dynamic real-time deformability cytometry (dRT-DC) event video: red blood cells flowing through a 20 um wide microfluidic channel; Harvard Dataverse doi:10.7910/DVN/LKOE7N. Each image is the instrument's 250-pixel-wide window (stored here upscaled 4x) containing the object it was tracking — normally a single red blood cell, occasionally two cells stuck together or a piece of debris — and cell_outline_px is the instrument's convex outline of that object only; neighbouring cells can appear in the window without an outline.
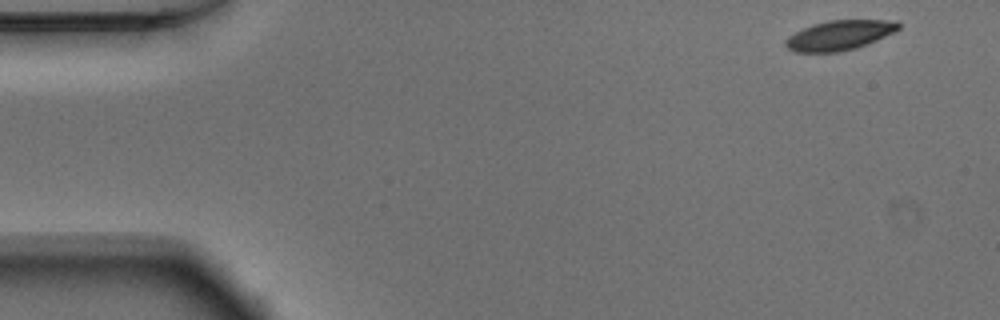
{"species": "Egyptian fruit bat (a non-hibernating species)", "species_latin": "Rousettus aegyptiacus", "temperature_condition": "warm", "stored_images_in_passage": 49, "camera_frame_rate_fps": 3000, "um_per_image_px": 0.085, "animal": {"sex": "male"}, "frame": {"image": 1, "passage_image": 1, "time_ms": 0.0, "image_size_px": [1000, 320], "cell_outline_px": [[900, 28], [896, 32], [868, 44], [856, 48], [840, 52], [796, 52], [788, 48], [784, 44], [784, 40], [788, 36], [812, 24], [828, 20], [896, 20], [900, 24]], "centroid_in_image_um": [71.38, 2.99], "position_along_channel_um": 13.6, "area_um2": 19.77}}
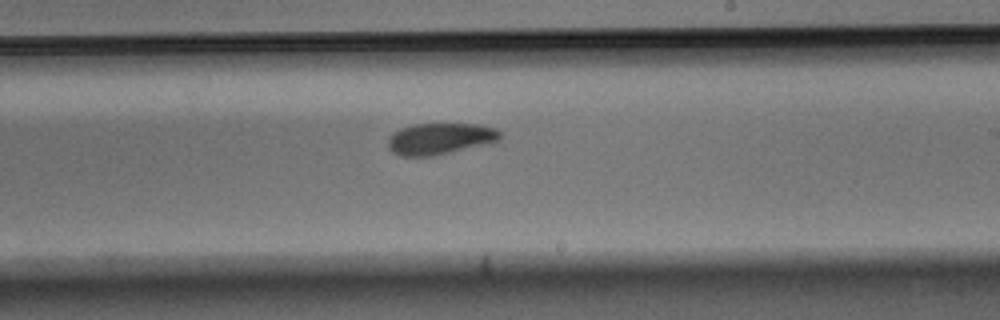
{"frame": {"image": 2, "passage_image": 28, "time_ms": 9.0, "image_size_px": [1000, 320], "cell_outline_px": [[504, 136], [500, 140], [432, 156], [400, 156], [392, 152], [388, 148], [388, 140], [400, 128], [412, 124], [476, 124], [496, 128]], "centroid_in_image_um": [37.4, 11.78], "position_along_channel_um": 251.6, "area_um2": 20.29}}
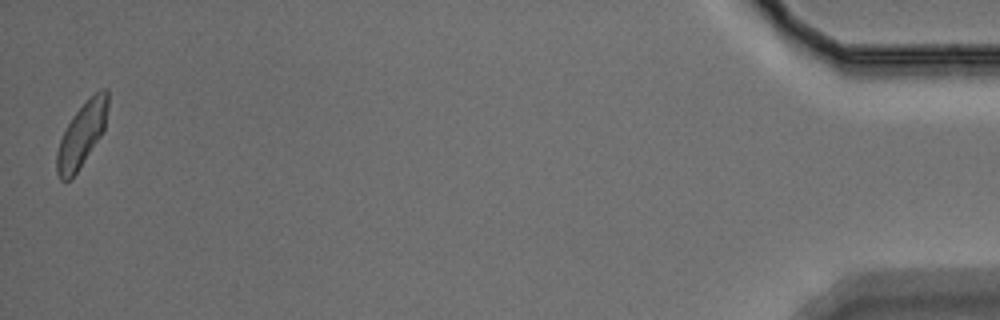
{"frame": {"image": 3, "passage_image": 49, "time_ms": 16.0, "image_size_px": [1000, 320], "cell_outline_px": [[108, 104], [104, 128], [100, 136], [72, 180], [60, 180], [56, 172], [56, 152], [60, 140], [72, 116], [100, 88], [108, 88]], "centroid_in_image_um": [6.93, 11.48], "position_along_channel_um": 428.3, "area_um2": 18.79}, "authors_computed_cell_mechanics": {"area_um2": 20.3456, "velocity_mm_per_s": 3.8616, "shape_relaxation_time_tau1_ms": 2.1524, "shape_relaxation_time_tau2_ms": 3.4539, "deformation_change_tau1": 0.1225, "deformation_change_tau2": 0.0911}}